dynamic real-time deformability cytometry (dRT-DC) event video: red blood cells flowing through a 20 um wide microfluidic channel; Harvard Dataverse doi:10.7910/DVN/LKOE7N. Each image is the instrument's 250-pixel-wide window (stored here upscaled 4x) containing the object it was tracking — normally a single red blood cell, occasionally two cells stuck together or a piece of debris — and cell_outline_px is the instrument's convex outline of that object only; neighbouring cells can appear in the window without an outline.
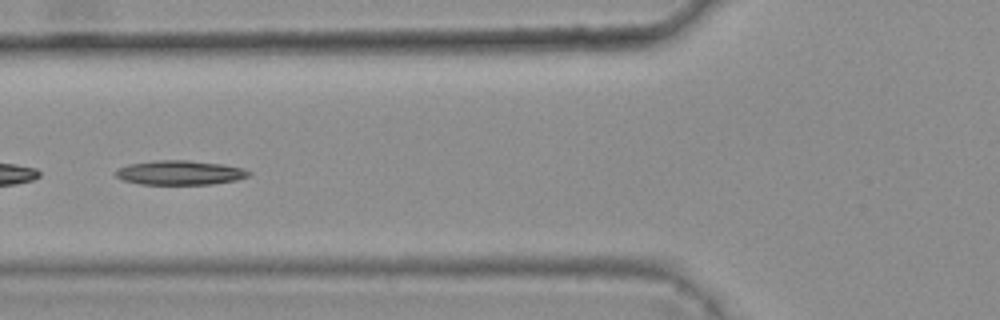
{"species": "common noctule bat (a hibernating species)", "species_latin": "Nyctalus noctula", "temperature_condition": "warm", "stored_images_in_passage": 45, "camera_frame_rate_fps": 3000, "um_per_image_px": 0.085, "animal": {"sex": "female", "body_mass_g": 25.1}, "frame": {"image": 1, "passage_image": 20, "time_ms": 6.333, "image_size_px": [1000, 320], "cell_outline_px": [[252, 172], [248, 176], [236, 180], [212, 184], [140, 184], [124, 180], [116, 176], [112, 172], [116, 168], [128, 164], [156, 160], [188, 160], [224, 164], [244, 168]], "centroid_in_image_um": [15.27, 14.67], "position_along_channel_um": 110.5, "area_um2": 19.07}}